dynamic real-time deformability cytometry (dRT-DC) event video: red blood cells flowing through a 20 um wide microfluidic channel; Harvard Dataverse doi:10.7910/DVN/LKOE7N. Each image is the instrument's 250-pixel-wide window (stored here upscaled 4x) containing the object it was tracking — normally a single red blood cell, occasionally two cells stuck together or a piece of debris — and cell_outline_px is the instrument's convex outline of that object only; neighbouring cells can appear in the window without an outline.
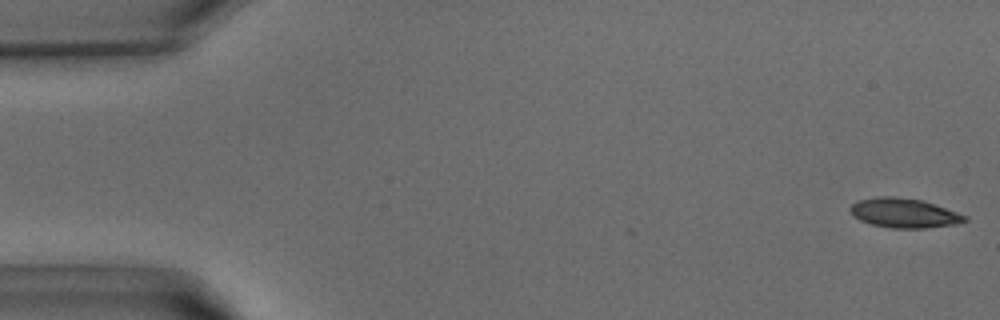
{"species": "common noctule bat (a hibernating species)", "species_latin": "Nyctalus noctula", "temperature_condition": "warm", "stored_images_in_passage": 39, "camera_frame_rate_fps": 3000, "um_per_image_px": 0.085, "animal": {"sex": "male", "body_mass_g": 15.6}, "frame": {"image": 1, "passage_image": 1, "time_ms": 0.0, "image_size_px": [1000, 320], "cell_outline_px": [[968, 220], [956, 224], [924, 228], [892, 228], [872, 224], [860, 220], [852, 216], [848, 208], [856, 200], [876, 196], [892, 196], [920, 200], [968, 216]], "centroid_in_image_um": [76.78, 18.1], "position_along_channel_um": 8.2, "area_um2": 19.59}}
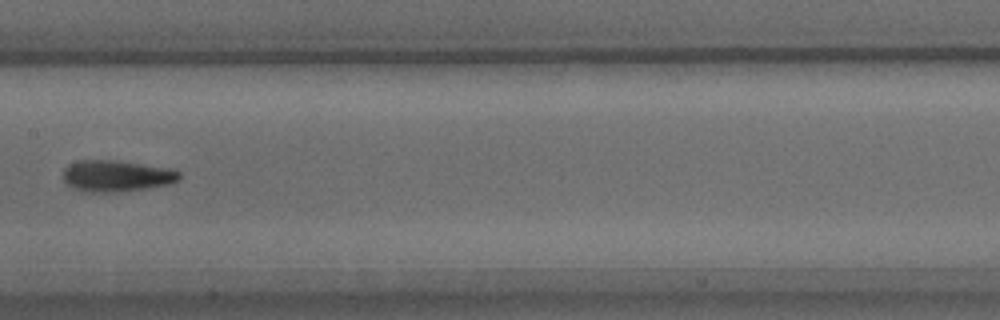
{"frame": {"image": 2, "passage_image": 20, "time_ms": 6.333, "image_size_px": [1000, 320], "cell_outline_px": [[180, 180], [172, 184], [148, 188], [116, 192], [84, 192], [68, 184], [64, 180], [64, 168], [68, 164], [76, 160], [116, 160], [172, 168], [180, 172]], "centroid_in_image_um": [9.95, 14.94], "position_along_channel_um": 197.5, "area_um2": 21.5}}
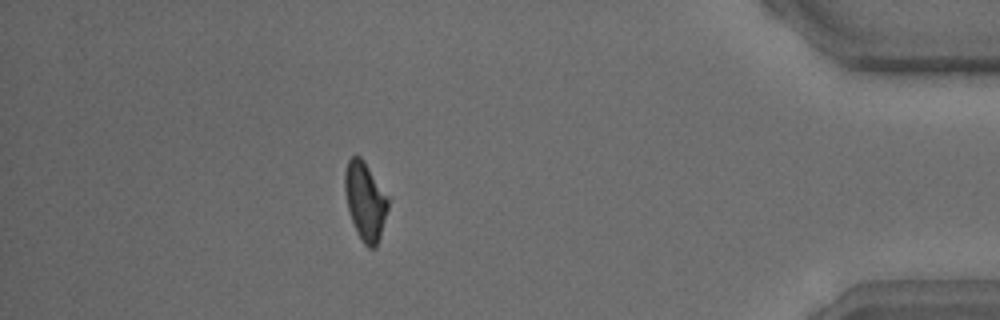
{"frame": {"image": 3, "passage_image": 35, "time_ms": 11.333, "image_size_px": [1000, 320], "cell_outline_px": [[388, 208], [380, 236], [376, 248], [368, 248], [364, 244], [352, 220], [348, 208], [344, 192], [344, 172], [348, 160], [352, 156], [360, 156], [364, 160], [388, 196]], "centroid_in_image_um": [31.04, 17.06], "position_along_channel_um": 404.2, "area_um2": 19.54}}